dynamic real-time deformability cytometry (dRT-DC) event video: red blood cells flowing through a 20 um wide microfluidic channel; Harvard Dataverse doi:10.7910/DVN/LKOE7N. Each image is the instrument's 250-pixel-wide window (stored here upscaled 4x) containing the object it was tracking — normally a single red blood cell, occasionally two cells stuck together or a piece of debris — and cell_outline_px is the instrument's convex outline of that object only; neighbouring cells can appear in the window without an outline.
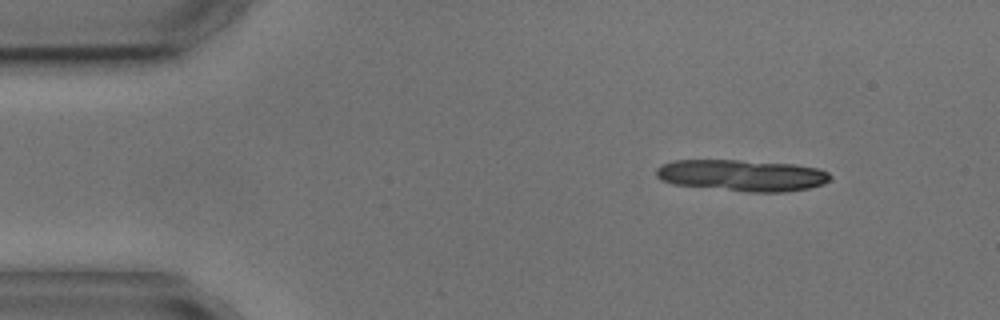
{"species": "common noctule bat (a hibernating species)", "species_latin": "Nyctalus noctula", "temperature_condition": "cold", "stored_images_in_passage": 7, "camera_frame_rate_fps": 3000, "um_per_image_px": 0.085, "animal": {"sex": "male", "body_mass_g": 17.9, "forearm_length_mm": 54.2}, "frame": {"image": 1, "passage_image": 1, "time_ms": 0.0, "image_size_px": [1000, 320], "cell_outline_px": [[832, 180], [824, 184], [808, 188], [784, 192], [748, 192], [672, 184], [660, 180], [656, 176], [656, 168], [660, 164], [672, 160], [736, 160], [796, 164], [820, 168], [828, 172], [832, 176]], "centroid_in_image_um": [63.08, 14.9], "position_along_channel_um": 21.9, "area_um2": 32.37}}
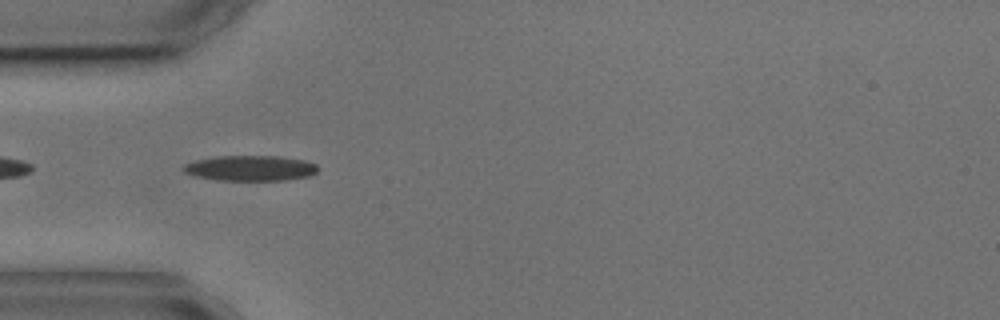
{"frame": {"image": 2, "passage_image": 4, "time_ms": 3.333, "image_size_px": [1000, 320], "cell_outline_px": [[316, 172], [308, 176], [284, 180], [216, 180], [196, 176], [184, 172], [180, 168], [184, 164], [196, 160], [220, 156], [280, 156], [304, 160], [316, 164]], "centroid_in_image_um": [21.24, 14.29], "position_along_channel_um": 63.8, "area_um2": 19.77}}
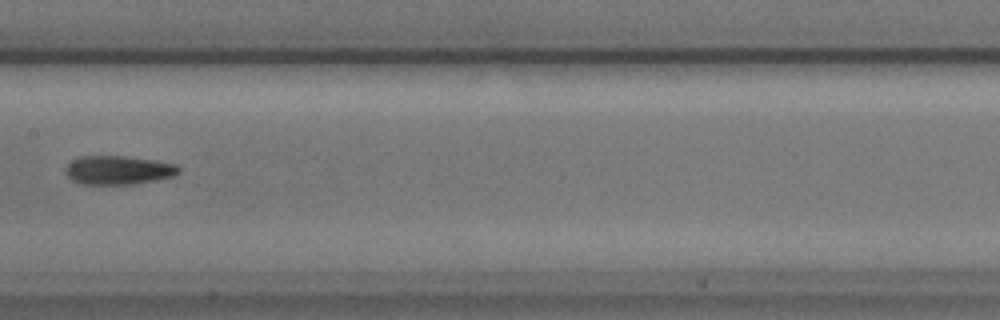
{"frame": {"image": 3, "passage_image": 7, "time_ms": 7.0, "image_size_px": [1000, 320], "cell_outline_px": [[180, 172], [176, 176], [156, 180], [132, 184], [80, 184], [72, 180], [64, 172], [64, 168], [72, 160], [84, 156], [124, 156], [156, 160], [176, 164], [180, 168]], "centroid_in_image_um": [10.07, 14.46], "position_along_channel_um": 197.3, "area_um2": 19.13}}